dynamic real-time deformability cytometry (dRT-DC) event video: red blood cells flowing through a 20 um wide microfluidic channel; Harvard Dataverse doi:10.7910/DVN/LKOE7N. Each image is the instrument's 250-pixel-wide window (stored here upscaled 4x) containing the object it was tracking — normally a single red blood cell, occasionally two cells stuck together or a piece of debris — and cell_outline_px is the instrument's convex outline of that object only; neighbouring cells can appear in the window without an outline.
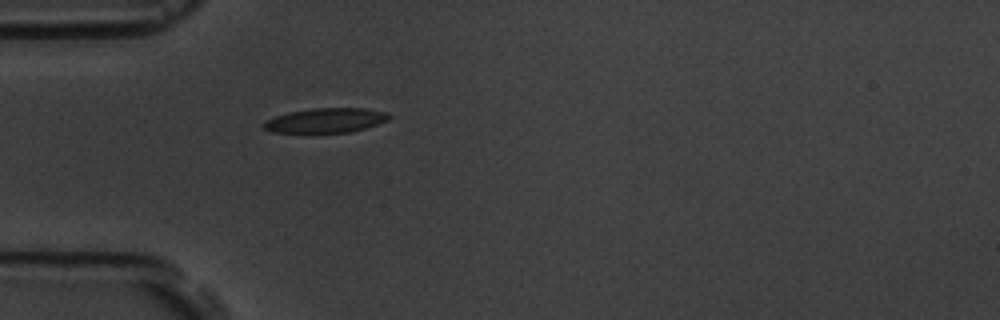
{"species": "common noctule bat (a hibernating species)", "species_latin": "Nyctalus noctula", "temperature_condition": "room temperature", "stored_images_in_passage": 1, "camera_frame_rate_fps": 3000, "um_per_image_px": 0.085, "animal": {"sex": "male", "body_mass_g": 19.5, "forearm_length_mm": 54.6}, "frame": {"image": 1, "passage_image": 1, "time_ms": 0.0, "image_size_px": [1000, 320], "cell_outline_px": [[392, 116], [388, 120], [352, 132], [316, 136], [304, 136], [272, 132], [264, 128], [264, 120], [288, 112], [312, 108], [364, 108], [384, 112]], "centroid_in_image_um": [27.59, 10.3], "position_along_channel_um": 57.4, "area_um2": 19.07}}